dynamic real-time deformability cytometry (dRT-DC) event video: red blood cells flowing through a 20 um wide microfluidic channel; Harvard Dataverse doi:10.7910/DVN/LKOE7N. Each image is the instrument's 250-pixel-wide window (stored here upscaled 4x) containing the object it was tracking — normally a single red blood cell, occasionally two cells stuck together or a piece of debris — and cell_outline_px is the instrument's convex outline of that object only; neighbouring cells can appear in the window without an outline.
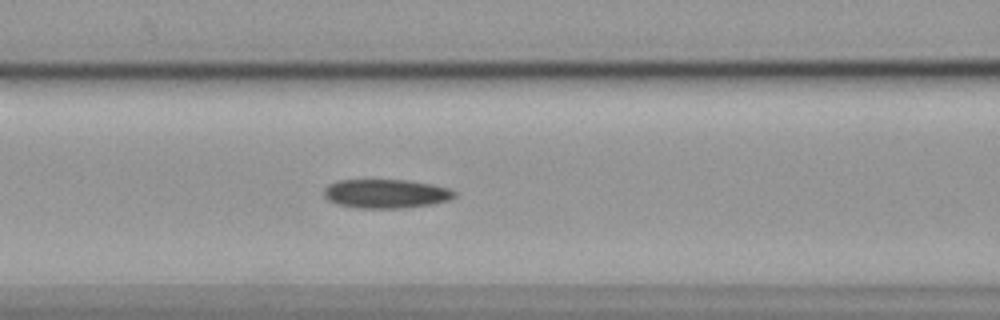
{"species": "common noctule bat (a hibernating species)", "species_latin": "Nyctalus noctula", "temperature_condition": "cold", "stored_images_in_passage": 41, "camera_frame_rate_fps": 3000, "um_per_image_px": 0.085, "animal": {"sex": "female", "body_mass_g": 19.9}, "frame": {"image": 1, "passage_image": 13, "time_ms": 4.0, "image_size_px": [1000, 320], "cell_outline_px": [[456, 196], [448, 200], [432, 204], [400, 208], [356, 208], [336, 204], [328, 200], [324, 196], [324, 188], [328, 184], [336, 180], [408, 180], [432, 184], [448, 188], [456, 192]], "centroid_in_image_um": [32.77, 16.46], "position_along_channel_um": 133.8, "area_um2": 22.14}}
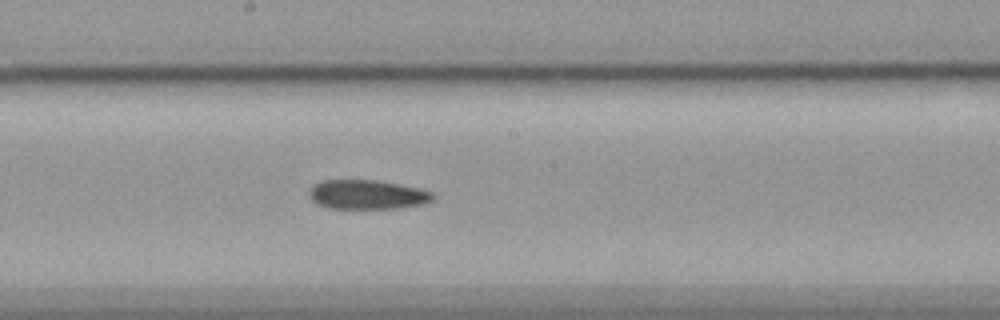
{"frame": {"image": 2, "passage_image": 20, "time_ms": 6.333, "image_size_px": [1000, 320], "cell_outline_px": [[436, 196], [432, 200], [420, 204], [400, 208], [328, 208], [316, 204], [308, 196], [308, 192], [312, 184], [320, 180], [376, 180], [420, 188], [436, 192]], "centroid_in_image_um": [31.19, 16.53], "position_along_channel_um": 217.0, "area_um2": 21.39}}
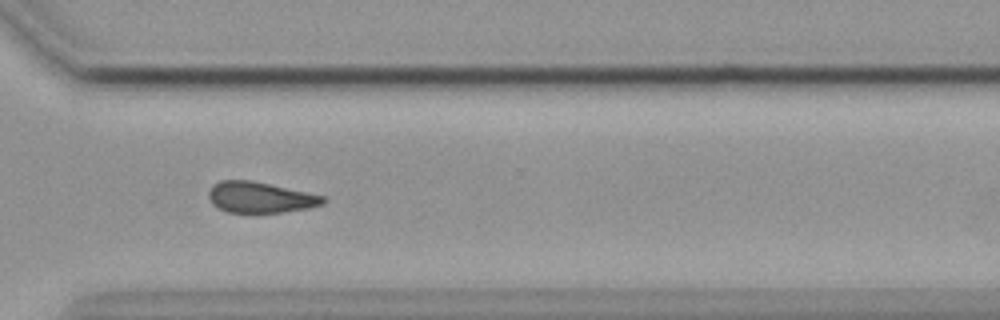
{"frame": {"image": 3, "passage_image": 31, "time_ms": 10.0, "image_size_px": [1000, 320], "cell_outline_px": [[328, 200], [324, 204], [308, 208], [280, 212], [228, 212], [212, 204], [208, 196], [208, 192], [212, 184], [220, 180], [252, 180], [324, 196]], "centroid_in_image_um": [22.1, 16.76], "position_along_channel_um": 348.5, "area_um2": 20.52}}